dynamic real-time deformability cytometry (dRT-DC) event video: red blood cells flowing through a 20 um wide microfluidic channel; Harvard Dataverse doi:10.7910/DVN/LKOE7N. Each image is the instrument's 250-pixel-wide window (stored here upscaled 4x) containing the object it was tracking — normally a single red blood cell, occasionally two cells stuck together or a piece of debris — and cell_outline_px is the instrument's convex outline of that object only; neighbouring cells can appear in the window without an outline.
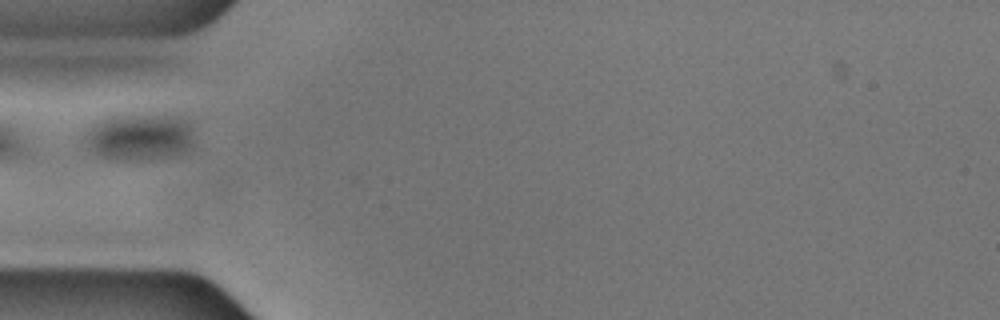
{"species": "common noctule bat (a hibernating species)", "species_latin": "Nyctalus noctula", "temperature_condition": "cold", "stored_images_in_passage": 3, "camera_frame_rate_fps": 3000, "um_per_image_px": 0.085, "animal": {"sex": "male", "body_mass_g": 17.9, "forearm_length_mm": 54.2}, "frame": {"image": 1, "passage_image": 1, "time_ms": 0.0, "image_size_px": [1000, 320], "cell_outline_px": [[196, 144], [192, 148], [176, 156], [148, 160], [112, 160], [100, 156], [88, 144], [88, 132], [92, 124], [100, 116], [116, 112], [168, 112], [184, 116], [192, 124]], "centroid_in_image_um": [11.99, 11.53], "position_along_channel_um": 73.0, "area_um2": 32.19}}